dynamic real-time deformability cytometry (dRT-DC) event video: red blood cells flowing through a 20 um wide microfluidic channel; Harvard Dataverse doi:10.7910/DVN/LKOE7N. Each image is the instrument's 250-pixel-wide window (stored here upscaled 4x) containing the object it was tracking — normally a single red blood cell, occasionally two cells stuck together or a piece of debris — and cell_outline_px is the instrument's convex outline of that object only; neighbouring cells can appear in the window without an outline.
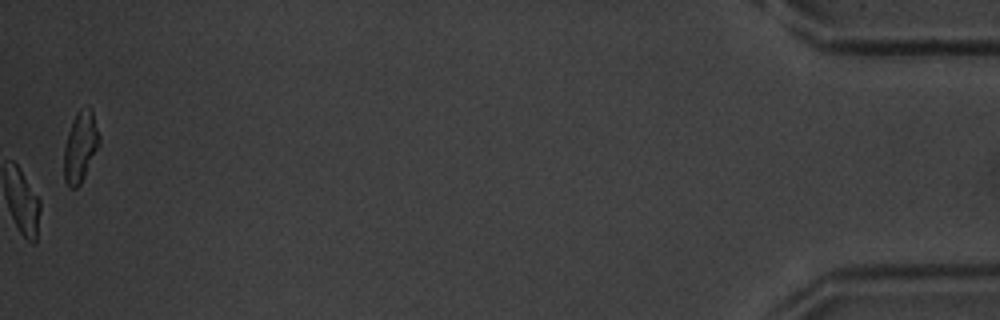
{"species": "common noctule bat (a hibernating species)", "species_latin": "Nyctalus noctula", "temperature_condition": "warm", "stored_images_in_passage": 56, "camera_frame_rate_fps": 3000, "um_per_image_px": 0.085, "animal": {"sex": "male", "body_mass_g": 20.1, "forearm_length_mm": 53.5}, "frame": {"image": 1, "passage_image": 56, "time_ms": 18.333, "image_size_px": [1000, 320], "cell_outline_px": [[100, 140], [84, 176], [80, 184], [76, 188], [68, 188], [64, 180], [64, 148], [68, 132], [72, 120], [76, 112], [80, 108], [88, 104], [92, 108], [100, 136]], "centroid_in_image_um": [6.82, 12.41], "position_along_channel_um": 428.4, "area_um2": 14.57}, "authors_computed_cell_mechanics": {"area_um2": 15.4615, "velocity_mm_per_s": 3.6748, "shape_relaxation_time_tau1_ms": 3.0267, "shape_relaxation_time_tau2_ms": 1.876, "deformation_change_tau1": 0.1502, "deformation_change_tau2": 0.0779}}